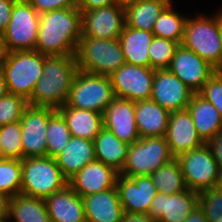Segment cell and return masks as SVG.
<instances>
[{
    "label": "cell",
    "mask_w": 222,
    "mask_h": 222,
    "mask_svg": "<svg viewBox=\"0 0 222 222\" xmlns=\"http://www.w3.org/2000/svg\"><path fill=\"white\" fill-rule=\"evenodd\" d=\"M82 12L77 7L40 14L35 51L45 56L75 55L82 37Z\"/></svg>",
    "instance_id": "1"
},
{
    "label": "cell",
    "mask_w": 222,
    "mask_h": 222,
    "mask_svg": "<svg viewBox=\"0 0 222 222\" xmlns=\"http://www.w3.org/2000/svg\"><path fill=\"white\" fill-rule=\"evenodd\" d=\"M77 72L75 55L46 56L43 75L27 100L28 105L56 110L64 106Z\"/></svg>",
    "instance_id": "2"
},
{
    "label": "cell",
    "mask_w": 222,
    "mask_h": 222,
    "mask_svg": "<svg viewBox=\"0 0 222 222\" xmlns=\"http://www.w3.org/2000/svg\"><path fill=\"white\" fill-rule=\"evenodd\" d=\"M45 55L35 50L6 52L0 61L8 93L28 100L43 75Z\"/></svg>",
    "instance_id": "3"
},
{
    "label": "cell",
    "mask_w": 222,
    "mask_h": 222,
    "mask_svg": "<svg viewBox=\"0 0 222 222\" xmlns=\"http://www.w3.org/2000/svg\"><path fill=\"white\" fill-rule=\"evenodd\" d=\"M181 45L222 70L220 11L211 18L203 15L187 18Z\"/></svg>",
    "instance_id": "4"
},
{
    "label": "cell",
    "mask_w": 222,
    "mask_h": 222,
    "mask_svg": "<svg viewBox=\"0 0 222 222\" xmlns=\"http://www.w3.org/2000/svg\"><path fill=\"white\" fill-rule=\"evenodd\" d=\"M75 57L78 70L96 75L110 76L125 64L119 38L81 37Z\"/></svg>",
    "instance_id": "5"
},
{
    "label": "cell",
    "mask_w": 222,
    "mask_h": 222,
    "mask_svg": "<svg viewBox=\"0 0 222 222\" xmlns=\"http://www.w3.org/2000/svg\"><path fill=\"white\" fill-rule=\"evenodd\" d=\"M21 174V194L30 197L46 199L68 185L55 158L49 156L23 158Z\"/></svg>",
    "instance_id": "6"
},
{
    "label": "cell",
    "mask_w": 222,
    "mask_h": 222,
    "mask_svg": "<svg viewBox=\"0 0 222 222\" xmlns=\"http://www.w3.org/2000/svg\"><path fill=\"white\" fill-rule=\"evenodd\" d=\"M114 98L110 76L78 70L72 82L66 105L103 114Z\"/></svg>",
    "instance_id": "7"
},
{
    "label": "cell",
    "mask_w": 222,
    "mask_h": 222,
    "mask_svg": "<svg viewBox=\"0 0 222 222\" xmlns=\"http://www.w3.org/2000/svg\"><path fill=\"white\" fill-rule=\"evenodd\" d=\"M175 158L165 137L140 138L128 148L119 174L127 177L150 176L158 168Z\"/></svg>",
    "instance_id": "8"
},
{
    "label": "cell",
    "mask_w": 222,
    "mask_h": 222,
    "mask_svg": "<svg viewBox=\"0 0 222 222\" xmlns=\"http://www.w3.org/2000/svg\"><path fill=\"white\" fill-rule=\"evenodd\" d=\"M40 14L27 0H17L10 22L3 32L5 52L31 51L38 38Z\"/></svg>",
    "instance_id": "9"
},
{
    "label": "cell",
    "mask_w": 222,
    "mask_h": 222,
    "mask_svg": "<svg viewBox=\"0 0 222 222\" xmlns=\"http://www.w3.org/2000/svg\"><path fill=\"white\" fill-rule=\"evenodd\" d=\"M177 159L188 189L200 192L216 187L219 167L207 143L180 154Z\"/></svg>",
    "instance_id": "10"
},
{
    "label": "cell",
    "mask_w": 222,
    "mask_h": 222,
    "mask_svg": "<svg viewBox=\"0 0 222 222\" xmlns=\"http://www.w3.org/2000/svg\"><path fill=\"white\" fill-rule=\"evenodd\" d=\"M56 109L28 105L20 119L23 158L47 156L46 130Z\"/></svg>",
    "instance_id": "11"
},
{
    "label": "cell",
    "mask_w": 222,
    "mask_h": 222,
    "mask_svg": "<svg viewBox=\"0 0 222 222\" xmlns=\"http://www.w3.org/2000/svg\"><path fill=\"white\" fill-rule=\"evenodd\" d=\"M154 72L151 67L125 63L110 75L115 97L133 102L150 100Z\"/></svg>",
    "instance_id": "12"
},
{
    "label": "cell",
    "mask_w": 222,
    "mask_h": 222,
    "mask_svg": "<svg viewBox=\"0 0 222 222\" xmlns=\"http://www.w3.org/2000/svg\"><path fill=\"white\" fill-rule=\"evenodd\" d=\"M126 25L123 4H113L82 12V37L117 39Z\"/></svg>",
    "instance_id": "13"
},
{
    "label": "cell",
    "mask_w": 222,
    "mask_h": 222,
    "mask_svg": "<svg viewBox=\"0 0 222 222\" xmlns=\"http://www.w3.org/2000/svg\"><path fill=\"white\" fill-rule=\"evenodd\" d=\"M168 70L194 93H198L217 71L210 63L182 45L176 49Z\"/></svg>",
    "instance_id": "14"
},
{
    "label": "cell",
    "mask_w": 222,
    "mask_h": 222,
    "mask_svg": "<svg viewBox=\"0 0 222 222\" xmlns=\"http://www.w3.org/2000/svg\"><path fill=\"white\" fill-rule=\"evenodd\" d=\"M194 92L168 69L155 70L151 100L171 112L186 110Z\"/></svg>",
    "instance_id": "15"
},
{
    "label": "cell",
    "mask_w": 222,
    "mask_h": 222,
    "mask_svg": "<svg viewBox=\"0 0 222 222\" xmlns=\"http://www.w3.org/2000/svg\"><path fill=\"white\" fill-rule=\"evenodd\" d=\"M116 187L125 212L148 214L157 193L150 176L131 178L119 174Z\"/></svg>",
    "instance_id": "16"
},
{
    "label": "cell",
    "mask_w": 222,
    "mask_h": 222,
    "mask_svg": "<svg viewBox=\"0 0 222 222\" xmlns=\"http://www.w3.org/2000/svg\"><path fill=\"white\" fill-rule=\"evenodd\" d=\"M197 206V191L186 189L174 195L157 191L148 215L158 222H184Z\"/></svg>",
    "instance_id": "17"
},
{
    "label": "cell",
    "mask_w": 222,
    "mask_h": 222,
    "mask_svg": "<svg viewBox=\"0 0 222 222\" xmlns=\"http://www.w3.org/2000/svg\"><path fill=\"white\" fill-rule=\"evenodd\" d=\"M103 127L129 145L140 139L135 119V102L115 97L103 113Z\"/></svg>",
    "instance_id": "18"
},
{
    "label": "cell",
    "mask_w": 222,
    "mask_h": 222,
    "mask_svg": "<svg viewBox=\"0 0 222 222\" xmlns=\"http://www.w3.org/2000/svg\"><path fill=\"white\" fill-rule=\"evenodd\" d=\"M119 172L94 160L68 180V185L81 197L116 187Z\"/></svg>",
    "instance_id": "19"
},
{
    "label": "cell",
    "mask_w": 222,
    "mask_h": 222,
    "mask_svg": "<svg viewBox=\"0 0 222 222\" xmlns=\"http://www.w3.org/2000/svg\"><path fill=\"white\" fill-rule=\"evenodd\" d=\"M165 138L171 154L175 158L205 143L198 135L194 121L187 109L170 113Z\"/></svg>",
    "instance_id": "20"
},
{
    "label": "cell",
    "mask_w": 222,
    "mask_h": 222,
    "mask_svg": "<svg viewBox=\"0 0 222 222\" xmlns=\"http://www.w3.org/2000/svg\"><path fill=\"white\" fill-rule=\"evenodd\" d=\"M51 222H86L83 198L69 185L45 199Z\"/></svg>",
    "instance_id": "21"
},
{
    "label": "cell",
    "mask_w": 222,
    "mask_h": 222,
    "mask_svg": "<svg viewBox=\"0 0 222 222\" xmlns=\"http://www.w3.org/2000/svg\"><path fill=\"white\" fill-rule=\"evenodd\" d=\"M82 198L86 222H121L124 210L117 187Z\"/></svg>",
    "instance_id": "22"
},
{
    "label": "cell",
    "mask_w": 222,
    "mask_h": 222,
    "mask_svg": "<svg viewBox=\"0 0 222 222\" xmlns=\"http://www.w3.org/2000/svg\"><path fill=\"white\" fill-rule=\"evenodd\" d=\"M170 112L153 100L135 102V119L140 138L165 137Z\"/></svg>",
    "instance_id": "23"
},
{
    "label": "cell",
    "mask_w": 222,
    "mask_h": 222,
    "mask_svg": "<svg viewBox=\"0 0 222 222\" xmlns=\"http://www.w3.org/2000/svg\"><path fill=\"white\" fill-rule=\"evenodd\" d=\"M55 160L63 176L69 180L87 164L96 160L94 143L92 140L72 136Z\"/></svg>",
    "instance_id": "24"
},
{
    "label": "cell",
    "mask_w": 222,
    "mask_h": 222,
    "mask_svg": "<svg viewBox=\"0 0 222 222\" xmlns=\"http://www.w3.org/2000/svg\"><path fill=\"white\" fill-rule=\"evenodd\" d=\"M198 135L207 143L222 130V116L213 104L194 93L188 104Z\"/></svg>",
    "instance_id": "25"
},
{
    "label": "cell",
    "mask_w": 222,
    "mask_h": 222,
    "mask_svg": "<svg viewBox=\"0 0 222 222\" xmlns=\"http://www.w3.org/2000/svg\"><path fill=\"white\" fill-rule=\"evenodd\" d=\"M153 37L154 34L152 32L125 25L119 36V43L125 63L150 67L148 50Z\"/></svg>",
    "instance_id": "26"
},
{
    "label": "cell",
    "mask_w": 222,
    "mask_h": 222,
    "mask_svg": "<svg viewBox=\"0 0 222 222\" xmlns=\"http://www.w3.org/2000/svg\"><path fill=\"white\" fill-rule=\"evenodd\" d=\"M64 117L71 136L94 140L103 128V114L79 109L66 104L58 109Z\"/></svg>",
    "instance_id": "27"
},
{
    "label": "cell",
    "mask_w": 222,
    "mask_h": 222,
    "mask_svg": "<svg viewBox=\"0 0 222 222\" xmlns=\"http://www.w3.org/2000/svg\"><path fill=\"white\" fill-rule=\"evenodd\" d=\"M93 143L96 160L120 172L125 163L130 145L120 141L111 131L104 127L95 137Z\"/></svg>",
    "instance_id": "28"
},
{
    "label": "cell",
    "mask_w": 222,
    "mask_h": 222,
    "mask_svg": "<svg viewBox=\"0 0 222 222\" xmlns=\"http://www.w3.org/2000/svg\"><path fill=\"white\" fill-rule=\"evenodd\" d=\"M168 4L157 0H136L124 5L126 26L152 32L155 21Z\"/></svg>",
    "instance_id": "29"
},
{
    "label": "cell",
    "mask_w": 222,
    "mask_h": 222,
    "mask_svg": "<svg viewBox=\"0 0 222 222\" xmlns=\"http://www.w3.org/2000/svg\"><path fill=\"white\" fill-rule=\"evenodd\" d=\"M15 222H51L45 199L17 194L9 198L8 219Z\"/></svg>",
    "instance_id": "30"
},
{
    "label": "cell",
    "mask_w": 222,
    "mask_h": 222,
    "mask_svg": "<svg viewBox=\"0 0 222 222\" xmlns=\"http://www.w3.org/2000/svg\"><path fill=\"white\" fill-rule=\"evenodd\" d=\"M150 178L156 190L164 194L174 195L188 189L177 158H173L158 168L150 175Z\"/></svg>",
    "instance_id": "31"
},
{
    "label": "cell",
    "mask_w": 222,
    "mask_h": 222,
    "mask_svg": "<svg viewBox=\"0 0 222 222\" xmlns=\"http://www.w3.org/2000/svg\"><path fill=\"white\" fill-rule=\"evenodd\" d=\"M187 18L175 12L172 5H168L154 23V36L165 38L180 45L184 37V28Z\"/></svg>",
    "instance_id": "32"
},
{
    "label": "cell",
    "mask_w": 222,
    "mask_h": 222,
    "mask_svg": "<svg viewBox=\"0 0 222 222\" xmlns=\"http://www.w3.org/2000/svg\"><path fill=\"white\" fill-rule=\"evenodd\" d=\"M71 137L64 117L56 110L49 117L46 130L47 156L55 158L66 147Z\"/></svg>",
    "instance_id": "33"
},
{
    "label": "cell",
    "mask_w": 222,
    "mask_h": 222,
    "mask_svg": "<svg viewBox=\"0 0 222 222\" xmlns=\"http://www.w3.org/2000/svg\"><path fill=\"white\" fill-rule=\"evenodd\" d=\"M21 159L0 158V193L8 198L21 193Z\"/></svg>",
    "instance_id": "34"
},
{
    "label": "cell",
    "mask_w": 222,
    "mask_h": 222,
    "mask_svg": "<svg viewBox=\"0 0 222 222\" xmlns=\"http://www.w3.org/2000/svg\"><path fill=\"white\" fill-rule=\"evenodd\" d=\"M0 158L23 159L20 121L0 127Z\"/></svg>",
    "instance_id": "35"
},
{
    "label": "cell",
    "mask_w": 222,
    "mask_h": 222,
    "mask_svg": "<svg viewBox=\"0 0 222 222\" xmlns=\"http://www.w3.org/2000/svg\"><path fill=\"white\" fill-rule=\"evenodd\" d=\"M179 46L178 42L154 36L148 50L150 67L154 70L168 69Z\"/></svg>",
    "instance_id": "36"
},
{
    "label": "cell",
    "mask_w": 222,
    "mask_h": 222,
    "mask_svg": "<svg viewBox=\"0 0 222 222\" xmlns=\"http://www.w3.org/2000/svg\"><path fill=\"white\" fill-rule=\"evenodd\" d=\"M28 106L27 100L19 95L7 93L0 98V127L20 121L23 111Z\"/></svg>",
    "instance_id": "37"
},
{
    "label": "cell",
    "mask_w": 222,
    "mask_h": 222,
    "mask_svg": "<svg viewBox=\"0 0 222 222\" xmlns=\"http://www.w3.org/2000/svg\"><path fill=\"white\" fill-rule=\"evenodd\" d=\"M198 205L208 219L214 222L222 218V190L217 187L198 192Z\"/></svg>",
    "instance_id": "38"
},
{
    "label": "cell",
    "mask_w": 222,
    "mask_h": 222,
    "mask_svg": "<svg viewBox=\"0 0 222 222\" xmlns=\"http://www.w3.org/2000/svg\"><path fill=\"white\" fill-rule=\"evenodd\" d=\"M198 94L213 104L222 116V70H217Z\"/></svg>",
    "instance_id": "39"
},
{
    "label": "cell",
    "mask_w": 222,
    "mask_h": 222,
    "mask_svg": "<svg viewBox=\"0 0 222 222\" xmlns=\"http://www.w3.org/2000/svg\"><path fill=\"white\" fill-rule=\"evenodd\" d=\"M27 1L39 14L63 8L77 7V0H27Z\"/></svg>",
    "instance_id": "40"
},
{
    "label": "cell",
    "mask_w": 222,
    "mask_h": 222,
    "mask_svg": "<svg viewBox=\"0 0 222 222\" xmlns=\"http://www.w3.org/2000/svg\"><path fill=\"white\" fill-rule=\"evenodd\" d=\"M17 0H0V33L6 30L10 18L13 6Z\"/></svg>",
    "instance_id": "41"
},
{
    "label": "cell",
    "mask_w": 222,
    "mask_h": 222,
    "mask_svg": "<svg viewBox=\"0 0 222 222\" xmlns=\"http://www.w3.org/2000/svg\"><path fill=\"white\" fill-rule=\"evenodd\" d=\"M207 144L214 155L219 169H222V130L209 140Z\"/></svg>",
    "instance_id": "42"
},
{
    "label": "cell",
    "mask_w": 222,
    "mask_h": 222,
    "mask_svg": "<svg viewBox=\"0 0 222 222\" xmlns=\"http://www.w3.org/2000/svg\"><path fill=\"white\" fill-rule=\"evenodd\" d=\"M118 3L116 0H77V8L83 12Z\"/></svg>",
    "instance_id": "43"
},
{
    "label": "cell",
    "mask_w": 222,
    "mask_h": 222,
    "mask_svg": "<svg viewBox=\"0 0 222 222\" xmlns=\"http://www.w3.org/2000/svg\"><path fill=\"white\" fill-rule=\"evenodd\" d=\"M121 222H158L148 214L123 212Z\"/></svg>",
    "instance_id": "44"
},
{
    "label": "cell",
    "mask_w": 222,
    "mask_h": 222,
    "mask_svg": "<svg viewBox=\"0 0 222 222\" xmlns=\"http://www.w3.org/2000/svg\"><path fill=\"white\" fill-rule=\"evenodd\" d=\"M184 222H208V219L198 205L184 220Z\"/></svg>",
    "instance_id": "45"
},
{
    "label": "cell",
    "mask_w": 222,
    "mask_h": 222,
    "mask_svg": "<svg viewBox=\"0 0 222 222\" xmlns=\"http://www.w3.org/2000/svg\"><path fill=\"white\" fill-rule=\"evenodd\" d=\"M8 201L9 198L0 193V222L8 221Z\"/></svg>",
    "instance_id": "46"
},
{
    "label": "cell",
    "mask_w": 222,
    "mask_h": 222,
    "mask_svg": "<svg viewBox=\"0 0 222 222\" xmlns=\"http://www.w3.org/2000/svg\"><path fill=\"white\" fill-rule=\"evenodd\" d=\"M7 93H8V89L6 86L4 74L2 70L0 69V98L6 95Z\"/></svg>",
    "instance_id": "47"
},
{
    "label": "cell",
    "mask_w": 222,
    "mask_h": 222,
    "mask_svg": "<svg viewBox=\"0 0 222 222\" xmlns=\"http://www.w3.org/2000/svg\"><path fill=\"white\" fill-rule=\"evenodd\" d=\"M5 53L6 52H5L4 45H3V37H2V33H0V61L4 57Z\"/></svg>",
    "instance_id": "48"
},
{
    "label": "cell",
    "mask_w": 222,
    "mask_h": 222,
    "mask_svg": "<svg viewBox=\"0 0 222 222\" xmlns=\"http://www.w3.org/2000/svg\"><path fill=\"white\" fill-rule=\"evenodd\" d=\"M216 187L222 190V169H219V175Z\"/></svg>",
    "instance_id": "49"
},
{
    "label": "cell",
    "mask_w": 222,
    "mask_h": 222,
    "mask_svg": "<svg viewBox=\"0 0 222 222\" xmlns=\"http://www.w3.org/2000/svg\"><path fill=\"white\" fill-rule=\"evenodd\" d=\"M119 4H127V3H130V2H133V1H136V0H116Z\"/></svg>",
    "instance_id": "50"
},
{
    "label": "cell",
    "mask_w": 222,
    "mask_h": 222,
    "mask_svg": "<svg viewBox=\"0 0 222 222\" xmlns=\"http://www.w3.org/2000/svg\"><path fill=\"white\" fill-rule=\"evenodd\" d=\"M221 44H222V10L220 11Z\"/></svg>",
    "instance_id": "51"
},
{
    "label": "cell",
    "mask_w": 222,
    "mask_h": 222,
    "mask_svg": "<svg viewBox=\"0 0 222 222\" xmlns=\"http://www.w3.org/2000/svg\"><path fill=\"white\" fill-rule=\"evenodd\" d=\"M157 1H161V2H164V3H166V4H168V5H171V1L172 0H157Z\"/></svg>",
    "instance_id": "52"
},
{
    "label": "cell",
    "mask_w": 222,
    "mask_h": 222,
    "mask_svg": "<svg viewBox=\"0 0 222 222\" xmlns=\"http://www.w3.org/2000/svg\"><path fill=\"white\" fill-rule=\"evenodd\" d=\"M214 222H222V218H218L216 221Z\"/></svg>",
    "instance_id": "53"
}]
</instances>
